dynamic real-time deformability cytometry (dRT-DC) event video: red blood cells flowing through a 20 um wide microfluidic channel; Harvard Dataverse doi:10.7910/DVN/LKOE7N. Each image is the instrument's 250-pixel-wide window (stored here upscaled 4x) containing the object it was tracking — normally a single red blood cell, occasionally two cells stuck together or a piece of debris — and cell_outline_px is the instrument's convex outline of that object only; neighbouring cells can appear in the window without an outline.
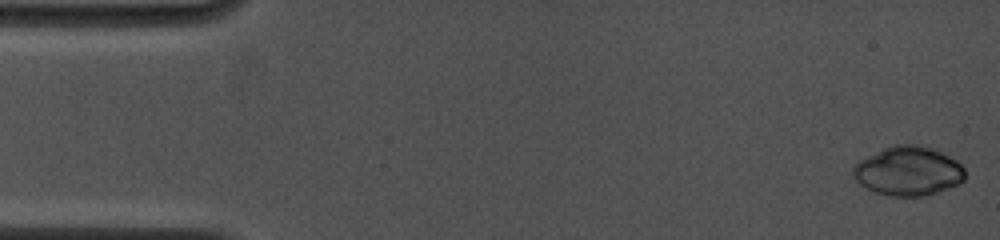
{"species": "common noctule bat (a hibernating species)", "species_latin": "Nyctalus noctula", "temperature_condition": "cold", "stored_images_in_passage": 8, "camera_frame_rate_fps": 4500, "um_per_image_px": 0.085, "animal": {"sex": "female", "body_mass_g": 19.0, "forearm_length_mm": 53.3}, "frame": {"image": 1, "passage_image": 1, "time_ms": 0.0, "image_size_px": [1000, 240], "cell_outline_px": [[964, 180], [960, 184], [924, 196], [892, 196], [876, 192], [860, 184], [852, 176], [852, 168], [860, 160], [884, 148], [896, 144], [920, 144], [936, 148], [956, 160], [964, 168]], "centroid_in_image_um": [77.22, 14.52], "position_along_channel_um": 7.8, "area_um2": 32.14}}